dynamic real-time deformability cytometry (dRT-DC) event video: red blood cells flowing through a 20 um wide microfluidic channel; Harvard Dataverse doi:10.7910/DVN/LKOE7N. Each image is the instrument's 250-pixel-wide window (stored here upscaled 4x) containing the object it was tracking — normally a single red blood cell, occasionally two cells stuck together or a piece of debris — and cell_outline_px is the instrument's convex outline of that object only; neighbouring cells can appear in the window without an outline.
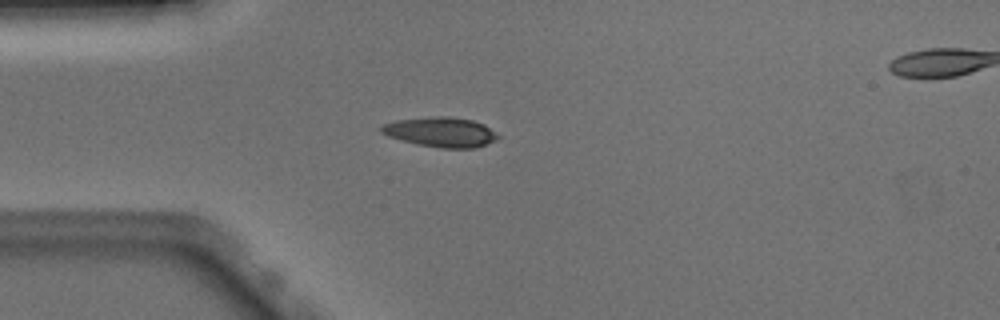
{"species": "Egyptian fruit bat (a non-hibernating species)", "species_latin": "Rousettus aegyptiacus", "temperature_condition": "warm", "stored_images_in_passage": 41, "camera_frame_rate_fps": 3000, "um_per_image_px": 0.085, "animal": {"sex": "male"}, "frame": {"image": 1, "passage_image": 2, "time_ms": 0.333, "image_size_px": [1000, 320], "cell_outline_px": [[500, 136], [476, 148], [440, 148], [416, 144], [388, 136], [380, 132], [380, 124], [396, 120], [436, 116], [448, 116], [472, 120], [484, 124], [496, 132]], "centroid_in_image_um": [37.42, 11.22], "position_along_channel_um": 47.6, "area_um2": 20.23}}
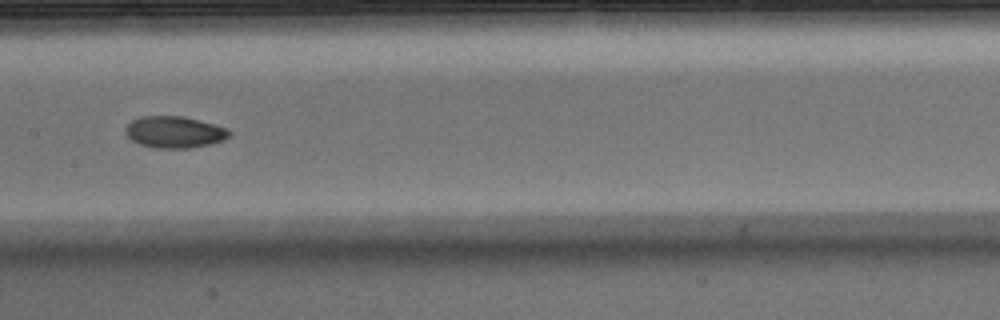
{"frame": {"image": 2, "passage_image": 14, "time_ms": 4.333, "image_size_px": [1000, 320], "cell_outline_px": [[232, 132], [224, 140], [208, 144], [188, 148], [156, 148], [140, 144], [132, 140], [124, 132], [124, 128], [132, 120], [140, 116], [184, 116], [228, 128]], "centroid_in_image_um": [14.81, 11.22], "position_along_channel_um": 192.6, "area_um2": 19.13}}
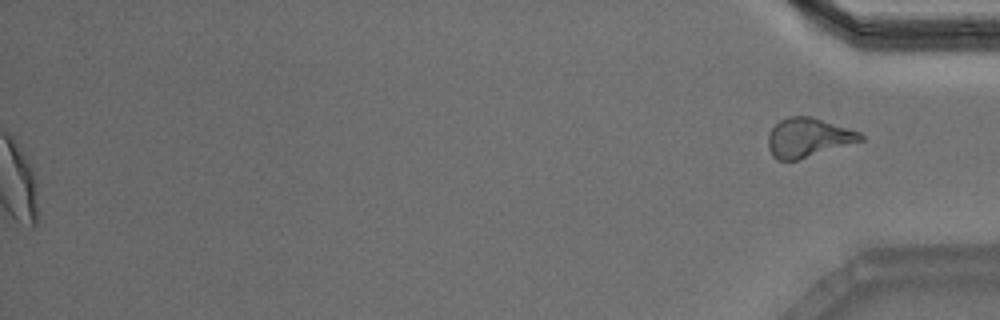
{"frame": {"image": 3, "passage_image": 41, "time_ms": 13.333, "image_size_px": [1000, 320], "cell_outline_px": [[864, 140], [796, 160], [776, 160], [772, 156], [768, 148], [768, 136], [772, 128], [780, 120], [788, 116], [812, 116], [860, 132], [864, 136]], "centroid_in_image_um": [68.68, 11.69], "position_along_channel_um": 366.5, "area_um2": 20.98}, "authors_computed_cell_mechanics": {"area_um2": 19.1318, "velocity_mm_per_s": 3.8923, "shape_relaxation_time_tau1_ms": 5.4129, "shape_relaxation_time_tau2_ms": 2.0573, "deformation_change_tau1": 0.157, "deformation_change_tau2": 0.0599}}